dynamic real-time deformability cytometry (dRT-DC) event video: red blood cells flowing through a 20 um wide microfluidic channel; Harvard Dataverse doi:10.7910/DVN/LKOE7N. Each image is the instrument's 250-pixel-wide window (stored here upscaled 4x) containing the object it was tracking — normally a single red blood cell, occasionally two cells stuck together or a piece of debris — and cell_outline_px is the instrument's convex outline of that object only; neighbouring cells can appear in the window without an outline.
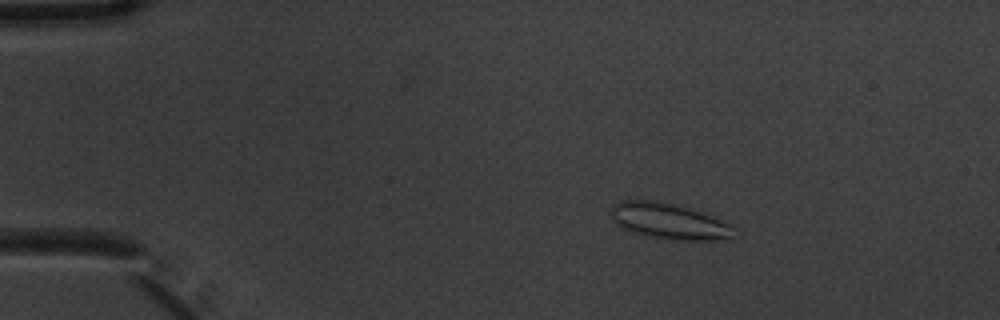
{"species": "common noctule bat (a hibernating species)", "species_latin": "Nyctalus noctula", "temperature_condition": "warm", "stored_images_in_passage": 5, "camera_frame_rate_fps": 3000, "um_per_image_px": 0.085, "animal": {"sex": "male", "body_mass_g": 20.1, "forearm_length_mm": 53.5}, "frame": {"image": 1, "passage_image": 3, "time_ms": 0.667, "image_size_px": [1000, 320], "cell_outline_px": [[740, 236], [728, 240], [668, 240], [644, 236], [632, 232], [616, 224], [612, 216], [612, 204], [624, 200], [656, 200], [676, 204], [692, 208], [732, 224], [740, 232]], "centroid_in_image_um": [56.99, 18.82], "position_along_channel_um": 28.0, "area_um2": 26.59}}